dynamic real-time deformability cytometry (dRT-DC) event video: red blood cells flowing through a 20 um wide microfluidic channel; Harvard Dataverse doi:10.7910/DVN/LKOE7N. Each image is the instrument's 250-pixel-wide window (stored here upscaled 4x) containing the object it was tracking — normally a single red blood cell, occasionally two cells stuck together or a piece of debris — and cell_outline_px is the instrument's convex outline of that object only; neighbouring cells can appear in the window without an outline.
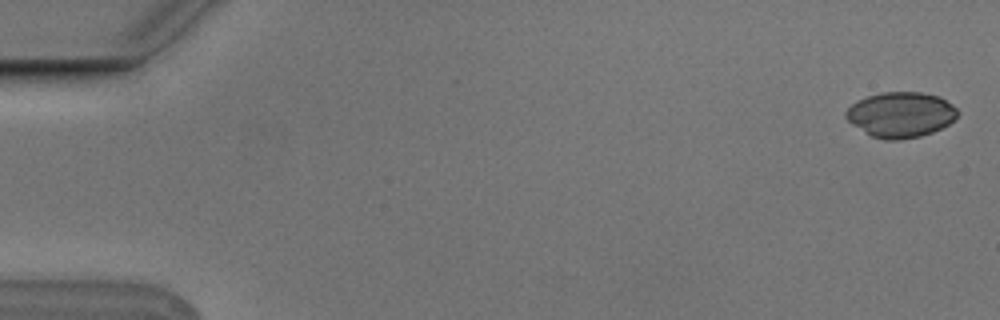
{"species": "Egyptian fruit bat (a non-hibernating species)", "species_latin": "Rousettus aegyptiacus", "temperature_condition": "cold", "stored_images_in_passage": 55, "camera_frame_rate_fps": 3000, "um_per_image_px": 0.085, "animal": {"sex": "male"}, "frame": {"image": 1, "passage_image": 2, "time_ms": 0.333, "image_size_px": [1000, 320], "cell_outline_px": [[960, 112], [956, 120], [932, 132], [920, 136], [900, 140], [884, 140], [872, 136], [852, 124], [844, 116], [844, 112], [852, 104], [868, 96], [884, 92], [920, 92], [940, 96], [952, 104]], "centroid_in_image_um": [76.59, 9.75], "position_along_channel_um": 8.4, "area_um2": 29.54}}
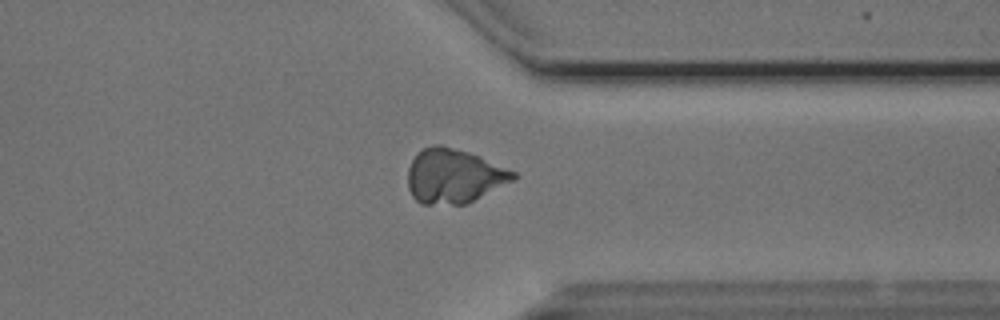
{"frame": {"image": 2, "passage_image": 43, "time_ms": 14.0, "image_size_px": [1000, 320], "cell_outline_px": [[520, 176], [464, 204], [420, 204], [412, 196], [408, 188], [408, 168], [412, 160], [424, 148], [436, 144], [440, 144], [468, 152], [480, 156], [516, 172]], "centroid_in_image_um": [38.55, 14.96], "position_along_channel_um": 372.8, "area_um2": 32.95}}
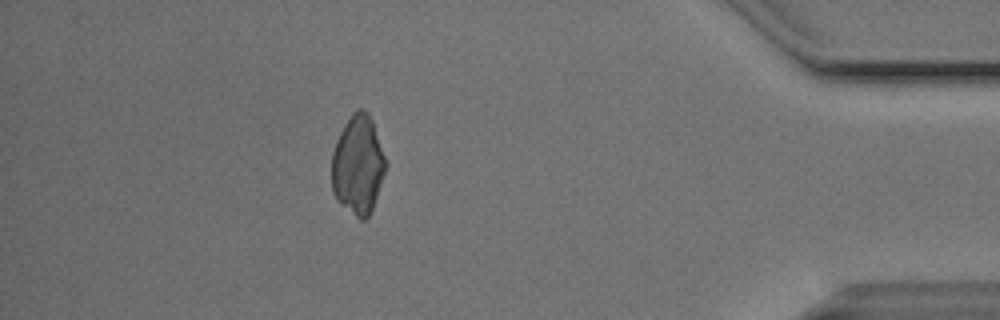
{"frame": {"image": 3, "passage_image": 49, "time_ms": 16.0, "image_size_px": [1000, 320], "cell_outline_px": [[388, 164], [372, 208], [368, 216], [364, 220], [360, 220], [340, 204], [336, 200], [332, 192], [332, 152], [336, 140], [344, 124], [352, 112], [356, 108], [360, 108], [368, 112], [372, 120]], "centroid_in_image_um": [30.42, 14.0], "position_along_channel_um": 404.8, "area_um2": 31.33}}